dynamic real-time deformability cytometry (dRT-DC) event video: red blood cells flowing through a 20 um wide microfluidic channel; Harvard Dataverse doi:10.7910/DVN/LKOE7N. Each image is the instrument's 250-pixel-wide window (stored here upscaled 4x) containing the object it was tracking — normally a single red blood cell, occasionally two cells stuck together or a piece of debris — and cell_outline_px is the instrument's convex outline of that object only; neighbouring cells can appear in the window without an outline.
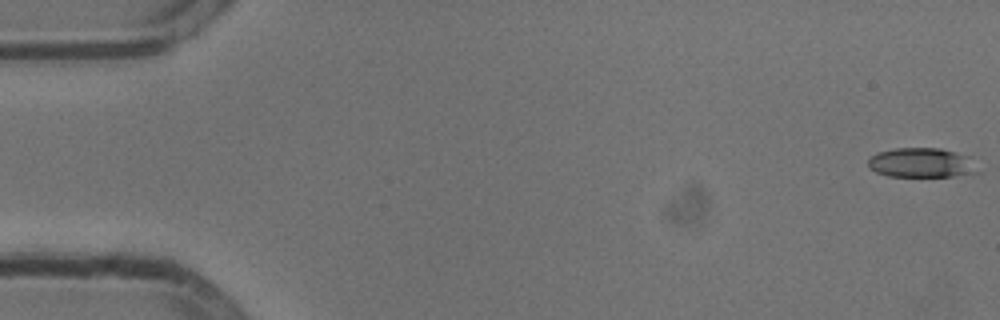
{"species": "common noctule bat (a hibernating species)", "species_latin": "Nyctalus noctula", "temperature_condition": "cold", "stored_images_in_passage": 6, "camera_frame_rate_fps": 3000, "um_per_image_px": 0.085, "animal": {"sex": "male", "body_mass_g": 13.3}, "frame": {"image": 1, "passage_image": 1, "time_ms": 0.0, "image_size_px": [1000, 320], "cell_outline_px": [[980, 172], [952, 176], [888, 176], [876, 172], [868, 164], [868, 160], [876, 152], [896, 148], [940, 148], [956, 152], [968, 156]], "centroid_in_image_um": [78.32, 13.83], "position_along_channel_um": 6.7, "area_um2": 18.73}}